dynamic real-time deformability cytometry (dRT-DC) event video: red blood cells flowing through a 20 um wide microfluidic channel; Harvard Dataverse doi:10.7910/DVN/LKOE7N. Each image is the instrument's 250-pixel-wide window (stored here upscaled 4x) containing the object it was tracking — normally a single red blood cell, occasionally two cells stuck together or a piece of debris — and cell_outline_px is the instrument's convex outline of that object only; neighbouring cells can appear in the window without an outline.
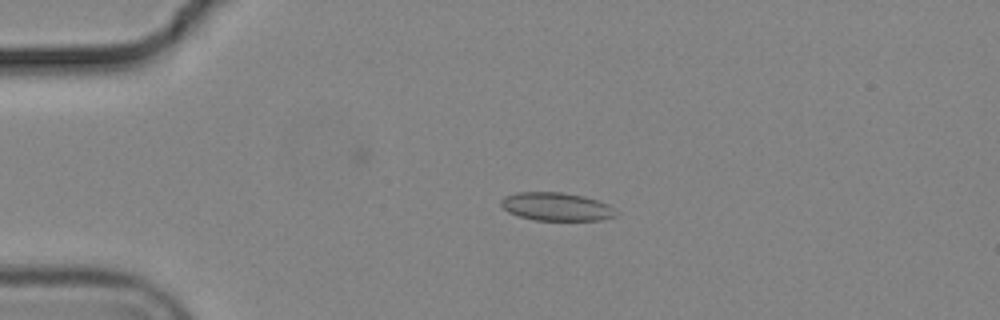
{"species": "common noctule bat (a hibernating species)", "species_latin": "Nyctalus noctula", "temperature_condition": "cold", "stored_images_in_passage": 8, "camera_frame_rate_fps": 3000, "um_per_image_px": 0.085, "animal": {"sex": "male", "body_mass_g": 19.2, "forearm_length_mm": 51.8}, "frame": {"image": 1, "passage_image": 2, "time_ms": 0.333, "image_size_px": [1000, 320], "cell_outline_px": [[616, 216], [600, 220], [536, 220], [520, 216], [508, 212], [500, 204], [500, 200], [504, 196], [516, 192], [560, 192], [584, 196], [608, 204], [612, 208]], "centroid_in_image_um": [47.25, 17.56], "position_along_channel_um": 37.8, "area_um2": 18.73}}